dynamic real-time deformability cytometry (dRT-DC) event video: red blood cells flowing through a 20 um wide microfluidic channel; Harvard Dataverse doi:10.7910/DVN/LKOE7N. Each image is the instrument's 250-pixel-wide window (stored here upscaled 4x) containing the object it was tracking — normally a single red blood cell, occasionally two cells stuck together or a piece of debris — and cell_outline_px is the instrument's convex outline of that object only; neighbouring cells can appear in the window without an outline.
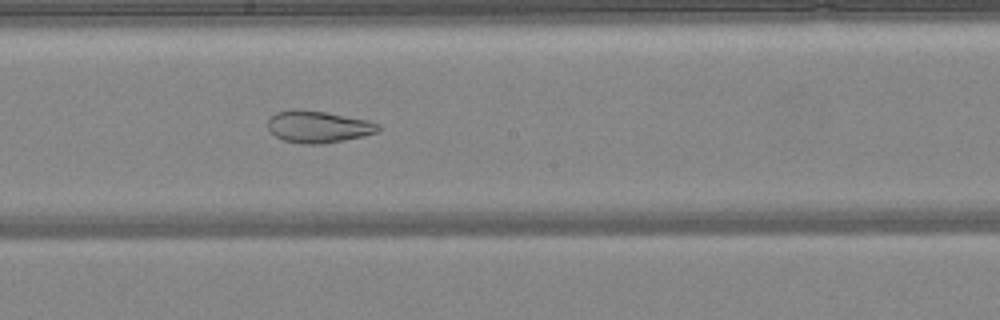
{"species": "common noctule bat (a hibernating species)", "species_latin": "Nyctalus noctula", "temperature_condition": "warm", "stored_images_in_passage": 48, "camera_frame_rate_fps": 3000, "um_per_image_px": 0.085, "animal": {"sex": "female", "body_mass_g": 24.6, "forearm_length_mm": 56.2}, "frame": {"image": 1, "passage_image": 26, "time_ms": 8.333, "image_size_px": [1000, 320], "cell_outline_px": [[380, 128], [376, 132], [364, 136], [344, 140], [320, 144], [300, 144], [284, 140], [276, 136], [268, 128], [268, 120], [276, 112], [292, 108], [324, 112], [368, 120], [380, 124]], "centroid_in_image_um": [27.04, 10.77], "position_along_channel_um": 221.2, "area_um2": 20.46}}
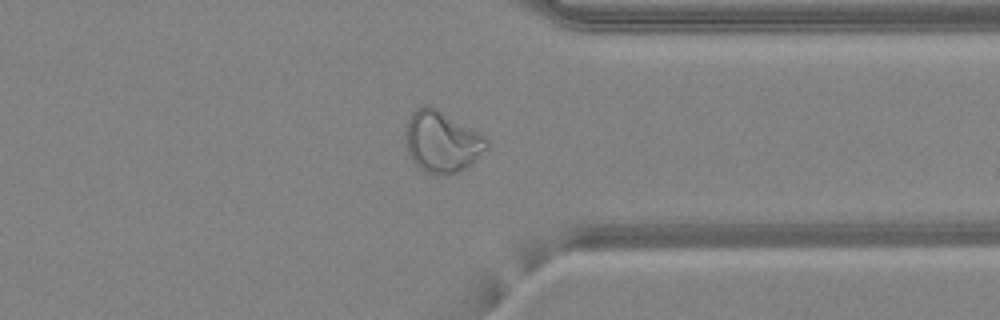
{"frame": {"image": 2, "passage_image": 37, "time_ms": 12.0, "image_size_px": [1000, 320], "cell_outline_px": [[488, 148], [472, 164], [460, 172], [444, 176], [436, 176], [424, 172], [412, 160], [408, 152], [408, 120], [412, 112], [416, 108], [424, 104], [428, 104], [436, 108], [480, 132], [488, 140]], "centroid_in_image_um": [37.61, 12.07], "position_along_channel_um": 373.8, "area_um2": 29.07}}
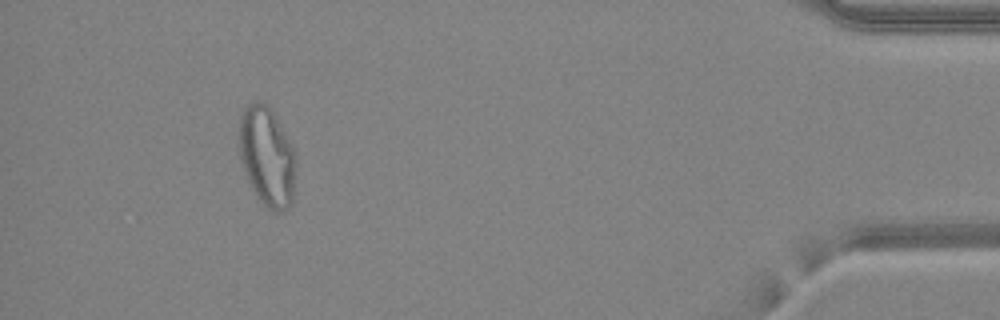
{"frame": {"image": 3, "passage_image": 44, "time_ms": 14.333, "image_size_px": [1000, 320], "cell_outline_px": [[296, 156], [292, 204], [284, 212], [276, 212], [268, 208], [256, 196], [244, 172], [240, 160], [240, 116], [244, 108], [248, 104], [256, 100], [268, 104], [276, 116]], "centroid_in_image_um": [22.69, 13.31], "position_along_channel_um": 412.5, "area_um2": 32.83}}